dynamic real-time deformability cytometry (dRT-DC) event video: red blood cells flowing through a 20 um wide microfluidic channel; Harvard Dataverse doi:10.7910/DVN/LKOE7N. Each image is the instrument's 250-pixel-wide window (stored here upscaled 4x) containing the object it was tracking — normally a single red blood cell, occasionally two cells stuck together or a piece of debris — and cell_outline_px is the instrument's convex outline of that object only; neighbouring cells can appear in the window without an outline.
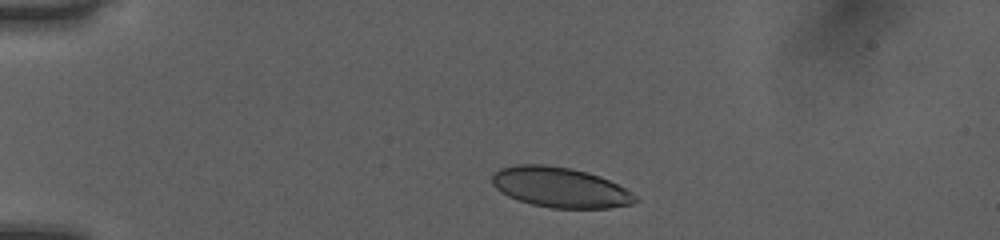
{"species": "human", "species_latin": "Homo sapiens", "temperature_condition": "room temperature", "stored_images_in_passage": 40, "camera_frame_rate_fps": 3000, "um_per_image_px": 0.085, "donor": {"sex": "female"}, "frame": {"image": 1, "passage_image": 1, "time_ms": 0.0, "image_size_px": [1000, 240], "cell_outline_px": [[640, 200], [632, 204], [608, 208], [552, 208], [532, 204], [508, 196], [500, 192], [492, 184], [492, 172], [500, 168], [516, 164], [544, 164], [572, 168], [588, 172], [600, 176], [632, 192]], "centroid_in_image_um": [47.59, 15.91], "position_along_channel_um": 37.4, "area_um2": 33.7}}
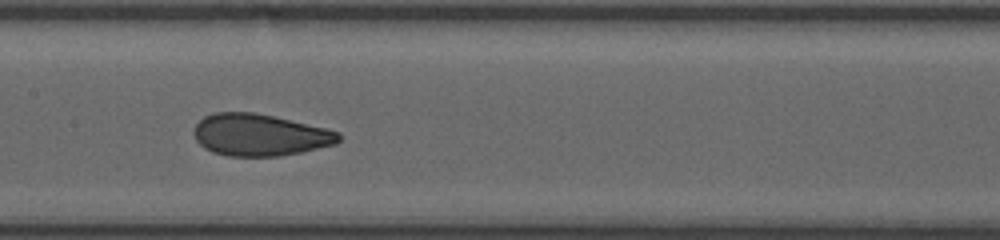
{"frame": {"image": 2, "passage_image": 16, "time_ms": 5.0, "image_size_px": [1000, 240], "cell_outline_px": [[340, 140], [336, 144], [300, 152], [280, 156], [228, 156], [212, 152], [204, 148], [196, 140], [192, 132], [196, 124], [204, 116], [216, 112], [252, 112], [272, 116], [324, 128], [340, 132]], "centroid_in_image_um": [22.04, 11.47], "position_along_channel_um": 185.4, "area_um2": 35.2}}
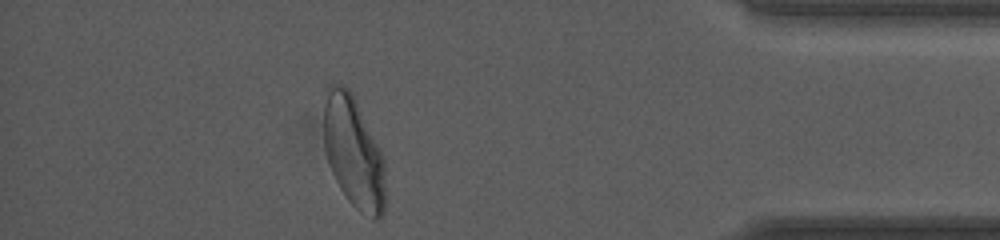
{"frame": {"image": 3, "passage_image": 35, "time_ms": 11.333, "image_size_px": [1000, 240], "cell_outline_px": [[384, 212], [380, 220], [372, 220], [360, 212], [348, 200], [340, 188], [328, 164], [324, 148], [324, 88], [328, 84], [344, 84], [352, 92], [380, 148], [384, 160]], "centroid_in_image_um": [30.03, 12.91], "position_along_channel_um": 405.2, "area_um2": 40.52}, "authors_computed_cell_mechanics": {"area_um2": 35.6048, "velocity_mm_per_s": 4.0462, "shape_relaxation_time_tau1_ms": 3.7202, "shape_relaxation_time_tau2_ms": null, "deformation_change_tau1": 0.1481, "deformation_change_tau2": null}}